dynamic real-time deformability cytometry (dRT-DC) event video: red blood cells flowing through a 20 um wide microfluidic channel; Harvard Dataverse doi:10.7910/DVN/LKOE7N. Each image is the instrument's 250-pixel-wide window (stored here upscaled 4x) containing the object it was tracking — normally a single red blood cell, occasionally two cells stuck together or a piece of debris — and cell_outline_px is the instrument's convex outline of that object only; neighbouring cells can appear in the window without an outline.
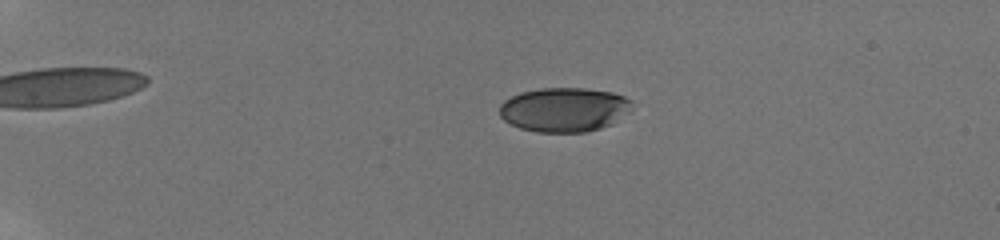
{"species": "human", "species_latin": "Homo sapiens", "temperature_condition": "room temperature", "stored_images_in_passage": 8, "camera_frame_rate_fps": 3000, "um_per_image_px": 0.085, "donor": {"sex": "male"}, "frame": {"image": 1, "passage_image": 5, "time_ms": 3.667, "image_size_px": [1000, 240], "cell_outline_px": [[632, 108], [612, 124], [600, 128], [584, 132], [536, 132], [520, 128], [504, 120], [500, 116], [500, 104], [504, 100], [520, 92], [540, 88], [584, 88], [612, 92], [624, 96], [632, 100]], "centroid_in_image_um": [47.95, 9.31], "position_along_channel_um": 37.0, "area_um2": 34.22}}